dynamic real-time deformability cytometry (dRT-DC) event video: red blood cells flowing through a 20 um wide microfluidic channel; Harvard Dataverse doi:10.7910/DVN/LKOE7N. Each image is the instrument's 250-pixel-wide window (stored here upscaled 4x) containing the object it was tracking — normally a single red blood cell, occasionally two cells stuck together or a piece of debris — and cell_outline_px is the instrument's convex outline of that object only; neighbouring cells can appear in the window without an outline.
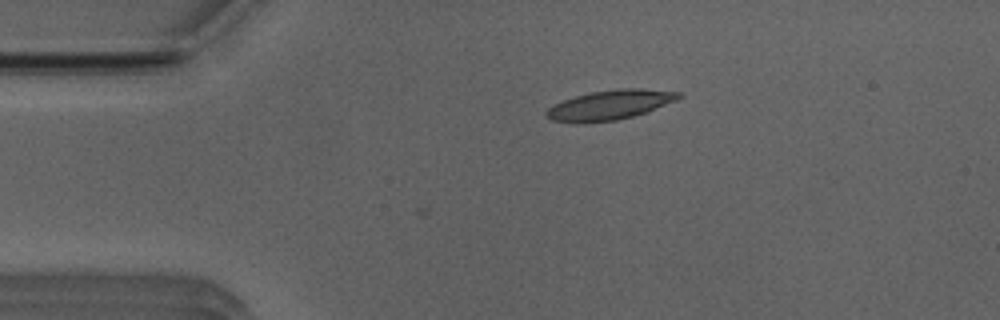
{"species": "Egyptian fruit bat (a non-hibernating species)", "species_latin": "Rousettus aegyptiacus", "temperature_condition": "room temperature", "stored_images_in_passage": 3, "camera_frame_rate_fps": 3000, "um_per_image_px": 0.085, "animal": {"sex": "male"}, "frame": {"image": 1, "passage_image": 1, "time_ms": 0.0, "image_size_px": [1000, 320], "cell_outline_px": [[684, 96], [676, 100], [644, 112], [632, 116], [616, 120], [584, 124], [572, 124], [552, 120], [544, 116], [544, 112], [548, 108], [564, 100], [588, 92], [616, 88], [640, 88], [680, 92]], "centroid_in_image_um": [51.78, 8.93], "position_along_channel_um": 33.2, "area_um2": 23.06}}